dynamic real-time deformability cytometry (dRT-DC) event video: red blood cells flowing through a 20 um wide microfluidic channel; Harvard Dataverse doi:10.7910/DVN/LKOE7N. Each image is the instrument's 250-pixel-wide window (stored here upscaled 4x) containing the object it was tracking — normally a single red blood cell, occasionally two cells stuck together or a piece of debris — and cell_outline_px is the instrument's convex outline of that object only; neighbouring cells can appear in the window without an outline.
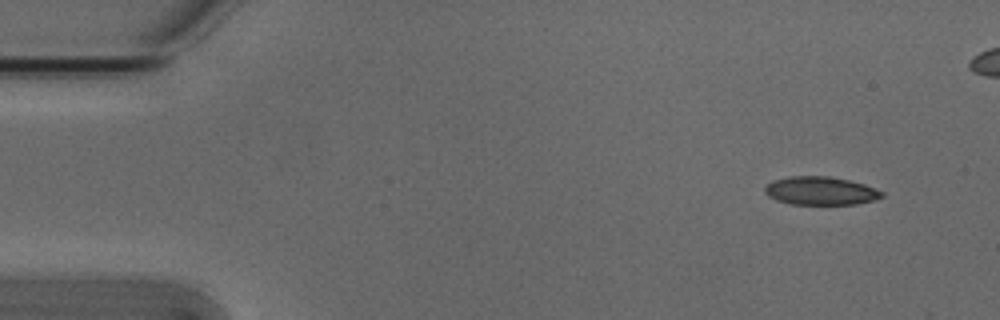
{"species": "Egyptian fruit bat (a non-hibernating species)", "species_latin": "Rousettus aegyptiacus", "temperature_condition": "cold", "stored_images_in_passage": 5, "camera_frame_rate_fps": 3000, "um_per_image_px": 0.085, "animal": {"sex": "male"}, "frame": {"image": 1, "passage_image": 1, "time_ms": 0.0, "image_size_px": [1000, 320], "cell_outline_px": [[884, 196], [876, 200], [856, 204], [792, 204], [776, 200], [768, 196], [764, 192], [764, 188], [772, 180], [788, 176], [828, 176], [848, 180], [864, 184], [876, 188], [884, 192]], "centroid_in_image_um": [69.76, 16.22], "position_along_channel_um": 15.2, "area_um2": 19.42}}